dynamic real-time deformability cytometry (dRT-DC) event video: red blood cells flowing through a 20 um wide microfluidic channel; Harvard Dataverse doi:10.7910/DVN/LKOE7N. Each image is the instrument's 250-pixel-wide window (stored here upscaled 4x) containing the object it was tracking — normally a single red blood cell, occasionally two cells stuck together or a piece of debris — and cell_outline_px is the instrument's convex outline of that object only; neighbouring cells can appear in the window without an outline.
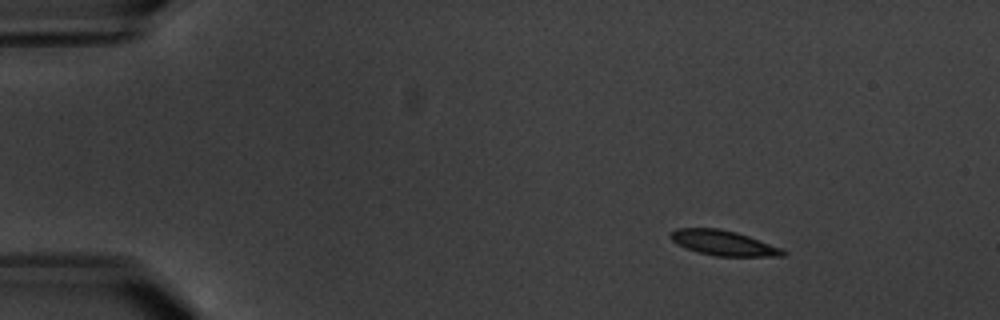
{"species": "common noctule bat (a hibernating species)", "species_latin": "Nyctalus noctula", "temperature_condition": "warm", "stored_images_in_passage": 6, "camera_frame_rate_fps": 3000, "um_per_image_px": 0.085, "animal": {"sex": "male", "body_mass_g": 20.1, "forearm_length_mm": 53.5}, "frame": {"image": 1, "passage_image": 3, "time_ms": 2.333, "image_size_px": [1000, 320], "cell_outline_px": [[788, 252], [784, 256], [716, 256], [700, 252], [688, 248], [672, 240], [668, 236], [668, 232], [676, 228], [720, 228], [736, 232], [748, 236], [780, 248]], "centroid_in_image_um": [61.47, 20.64], "position_along_channel_um": 23.5, "area_um2": 16.18}}